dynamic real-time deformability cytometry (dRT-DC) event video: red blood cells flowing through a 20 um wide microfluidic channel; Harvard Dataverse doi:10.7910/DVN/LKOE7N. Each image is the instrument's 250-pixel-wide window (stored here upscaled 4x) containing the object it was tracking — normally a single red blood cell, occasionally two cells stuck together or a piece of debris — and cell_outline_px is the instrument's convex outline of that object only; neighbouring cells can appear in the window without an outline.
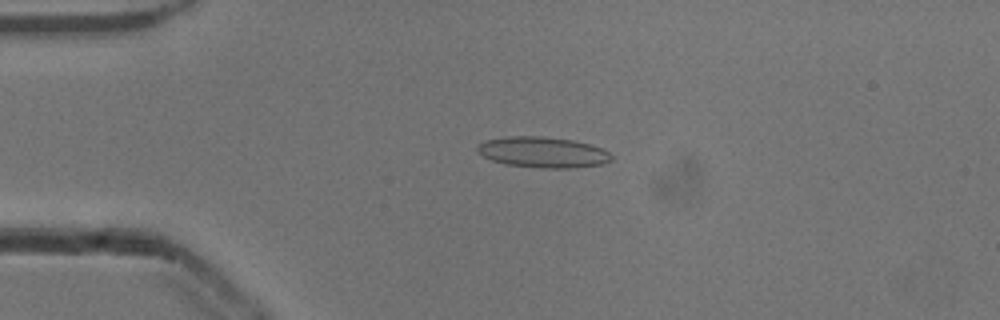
{"species": "common noctule bat (a hibernating species)", "species_latin": "Nyctalus noctula", "temperature_condition": "cold", "stored_images_in_passage": 52, "camera_frame_rate_fps": 3000, "um_per_image_px": 0.085, "animal": {"sex": "male", "body_mass_g": 13.3}, "frame": {"image": 1, "passage_image": 12, "time_ms": 3.667, "image_size_px": [1000, 320], "cell_outline_px": [[612, 160], [604, 164], [572, 168], [540, 168], [508, 164], [492, 160], [476, 152], [476, 144], [488, 140], [508, 136], [544, 136], [572, 140], [604, 148], [612, 156]], "centroid_in_image_um": [46.15, 12.94], "position_along_channel_um": 38.8, "area_um2": 24.1}}
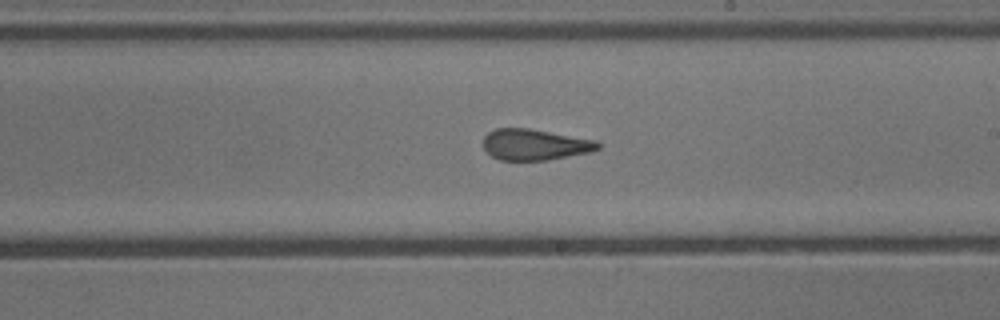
{"frame": {"image": 2, "passage_image": 30, "time_ms": 9.667, "image_size_px": [1000, 320], "cell_outline_px": [[600, 148], [592, 152], [544, 160], [500, 160], [492, 156], [484, 148], [484, 136], [488, 132], [496, 128], [528, 128], [596, 140], [600, 144]], "centroid_in_image_um": [45.46, 12.29], "position_along_channel_um": 243.5, "area_um2": 20.63}}
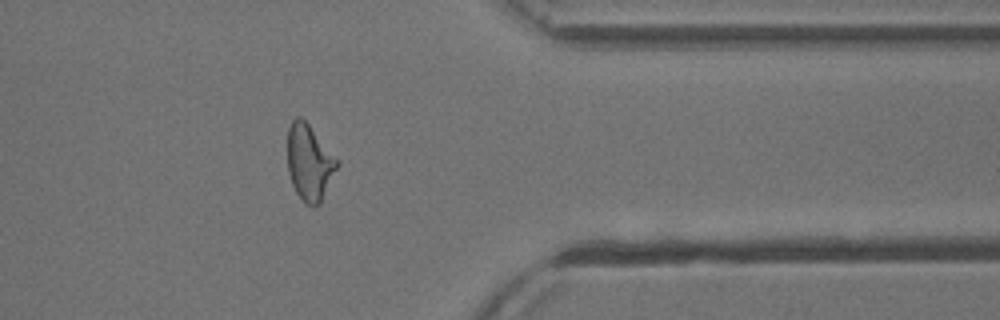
{"frame": {"image": 3, "passage_image": 42, "time_ms": 13.667, "image_size_px": [1000, 320], "cell_outline_px": [[340, 164], [320, 204], [308, 204], [296, 192], [292, 184], [288, 172], [288, 128], [292, 120], [296, 116], [300, 116], [308, 124]], "centroid_in_image_um": [26.29, 13.8], "position_along_channel_um": 385.1, "area_um2": 21.44}, "authors_computed_cell_mechanics": {"area_um2": 21.5016, "velocity_mm_per_s": 3.8988, "shape_relaxation_time_tau1_ms": 11.3438, "shape_relaxation_time_tau2_ms": 1.6003, "deformation_change_tau1": 0.3087, "deformation_change_tau2": 0.1154}}